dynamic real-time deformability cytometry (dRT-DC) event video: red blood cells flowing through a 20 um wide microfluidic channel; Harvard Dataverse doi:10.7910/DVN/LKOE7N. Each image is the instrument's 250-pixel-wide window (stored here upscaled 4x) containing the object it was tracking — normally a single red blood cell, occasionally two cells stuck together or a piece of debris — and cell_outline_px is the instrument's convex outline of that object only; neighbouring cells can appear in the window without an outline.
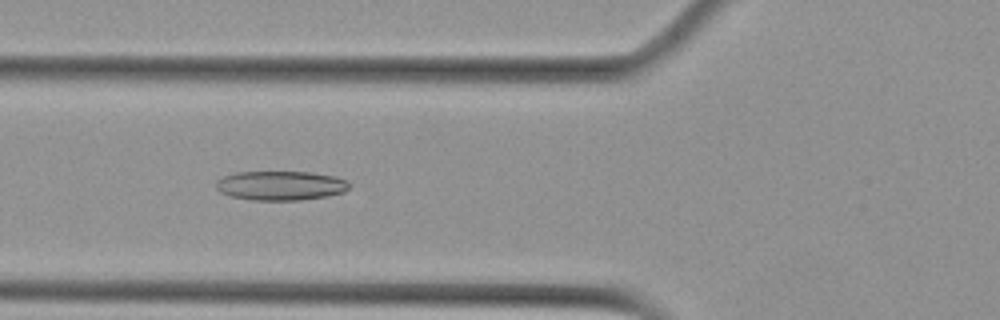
{"species": "Egyptian fruit bat (a non-hibernating species)", "species_latin": "Rousettus aegyptiacus", "temperature_condition": "cold", "stored_images_in_passage": 40, "camera_frame_rate_fps": 3000, "um_per_image_px": 0.085, "animal": {"sex": "female"}, "frame": {"image": 1, "passage_image": 5, "time_ms": 1.333, "image_size_px": [1000, 320], "cell_outline_px": [[348, 188], [344, 192], [328, 196], [300, 200], [252, 200], [228, 196], [220, 192], [216, 188], [216, 180], [224, 176], [236, 172], [312, 172], [336, 176], [348, 180]], "centroid_in_image_um": [23.85, 15.77], "position_along_channel_um": 102.0, "area_um2": 22.95}}
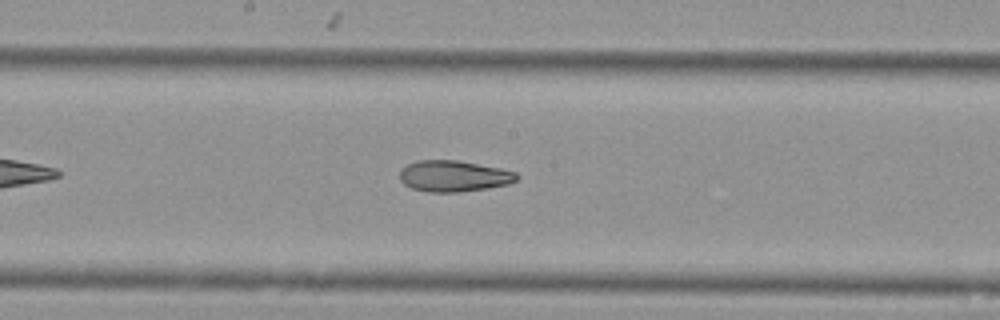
{"frame": {"image": 2, "passage_image": 14, "time_ms": 4.333, "image_size_px": [1000, 320], "cell_outline_px": [[520, 176], [516, 180], [508, 184], [488, 188], [456, 192], [428, 192], [412, 188], [404, 184], [400, 180], [400, 168], [416, 160], [460, 160], [500, 168], [516, 172]], "centroid_in_image_um": [38.56, 14.96], "position_along_channel_um": 209.6, "area_um2": 21.39}}
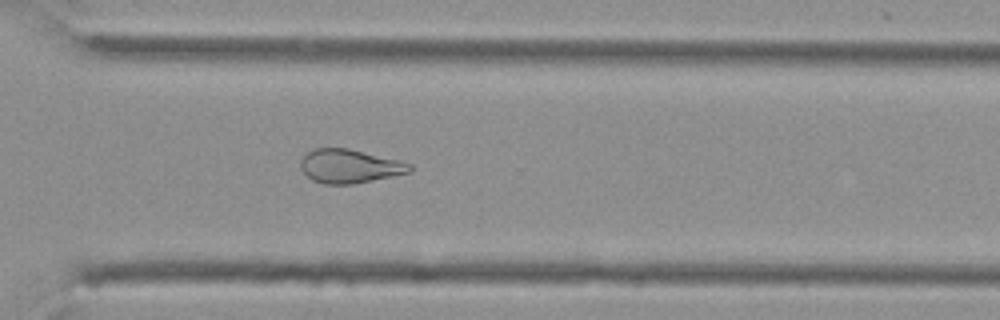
{"frame": {"image": 3, "passage_image": 25, "time_ms": 8.0, "image_size_px": [1000, 320], "cell_outline_px": [[412, 172], [352, 184], [324, 184], [312, 180], [300, 168], [300, 160], [312, 148], [348, 148], [404, 160], [412, 164]], "centroid_in_image_um": [29.76, 14.11], "position_along_channel_um": 340.8, "area_um2": 21.73}, "authors_computed_cell_mechanics": {"area_um2": 22.3397, "velocity_mm_per_s": 3.579, "shape_relaxation_time_tau1_ms": null, "shape_relaxation_time_tau2_ms": 3.5767, "deformation_change_tau1": null, "deformation_change_tau2": 0.119}}